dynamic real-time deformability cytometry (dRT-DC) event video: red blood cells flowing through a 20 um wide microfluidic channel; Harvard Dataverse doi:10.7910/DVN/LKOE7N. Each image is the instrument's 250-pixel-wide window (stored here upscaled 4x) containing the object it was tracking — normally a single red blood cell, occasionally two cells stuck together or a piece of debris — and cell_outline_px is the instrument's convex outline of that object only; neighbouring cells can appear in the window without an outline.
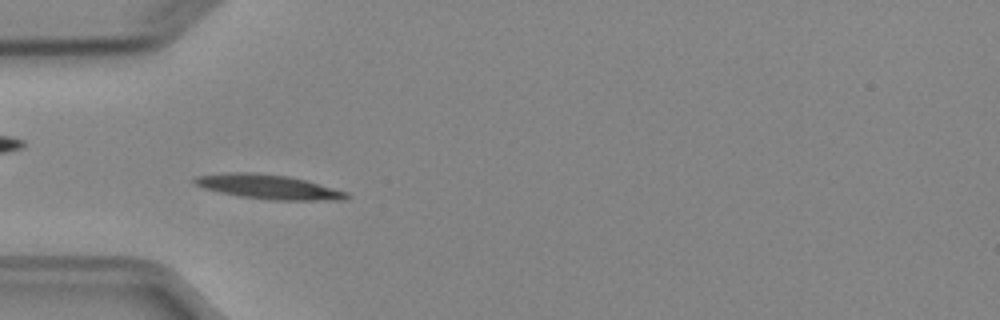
{"species": "Egyptian fruit bat (a non-hibernating species)", "species_latin": "Rousettus aegyptiacus", "temperature_condition": "cold", "stored_images_in_passage": 52, "camera_frame_rate_fps": 3000, "um_per_image_px": 0.085, "animal": {"sex": "female"}, "frame": {"image": 1, "passage_image": 16, "time_ms": 5.0, "image_size_px": [1000, 320], "cell_outline_px": [[352, 196], [348, 200], [272, 200], [240, 196], [220, 192], [204, 188], [192, 184], [192, 180], [196, 176], [224, 172], [252, 172], [288, 176], [304, 180], [348, 192]], "centroid_in_image_um": [22.81, 15.88], "position_along_channel_um": 62.2, "area_um2": 21.73}}
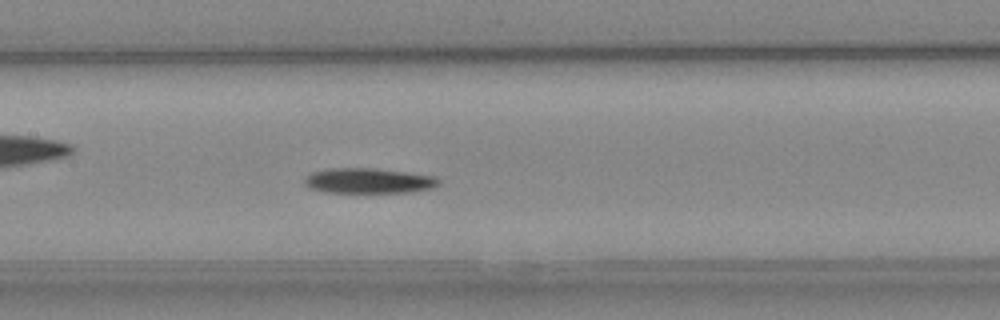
{"frame": {"image": 2, "passage_image": 25, "time_ms": 8.0, "image_size_px": [1000, 320], "cell_outline_px": [[440, 184], [432, 188], [412, 192], [324, 192], [308, 188], [304, 184], [304, 176], [312, 172], [328, 168], [376, 168], [432, 176], [440, 180]], "centroid_in_image_um": [31.27, 15.36], "position_along_channel_um": 176.1, "area_um2": 19.77}}
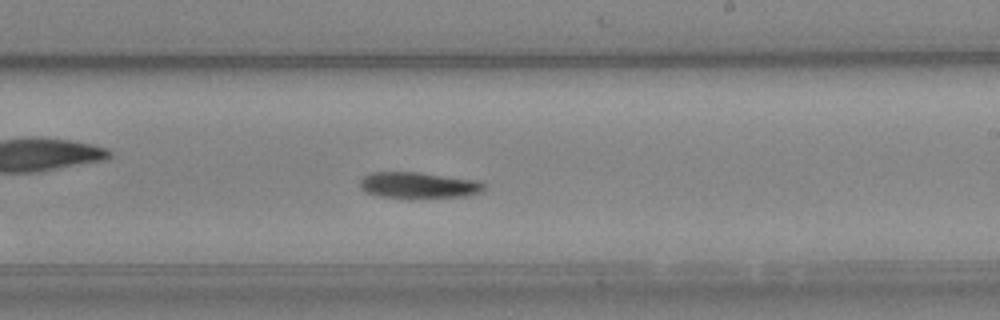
{"frame": {"image": 3, "passage_image": 31, "time_ms": 10.0, "image_size_px": [1000, 320], "cell_outline_px": [[484, 188], [480, 192], [468, 196], [408, 200], [380, 196], [368, 192], [360, 188], [360, 180], [368, 172], [420, 172], [480, 180], [484, 184]], "centroid_in_image_um": [35.59, 15.77], "position_along_channel_um": 253.4, "area_um2": 19.65}, "authors_computed_cell_mechanics": {"area_um2": 18.8428, "velocity_mm_per_s": 3.8929, "shape_relaxation_time_tau1_ms": 6.2808, "shape_relaxation_time_tau2_ms": null, "deformation_change_tau1": 0.1735, "deformation_change_tau2": null}}